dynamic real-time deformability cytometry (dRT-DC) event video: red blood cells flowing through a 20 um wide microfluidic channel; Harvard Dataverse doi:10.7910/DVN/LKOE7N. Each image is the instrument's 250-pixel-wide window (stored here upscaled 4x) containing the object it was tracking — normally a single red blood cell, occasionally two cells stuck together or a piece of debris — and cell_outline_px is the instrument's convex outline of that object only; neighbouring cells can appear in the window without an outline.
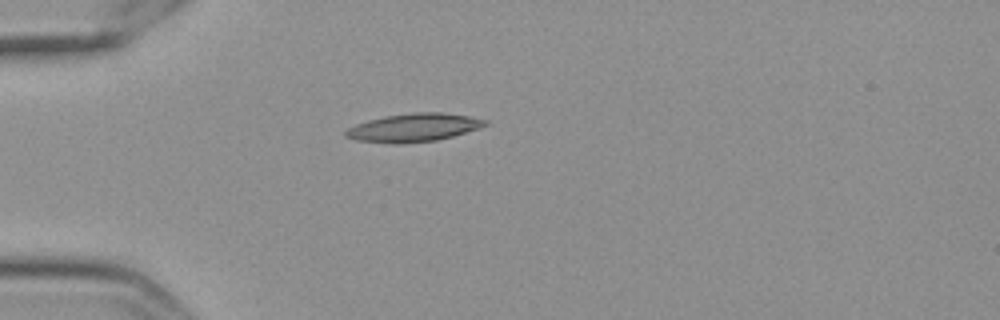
{"species": "Egyptian fruit bat (a non-hibernating species)", "species_latin": "Rousettus aegyptiacus", "temperature_condition": "cold", "stored_images_in_passage": 42, "camera_frame_rate_fps": 3000, "um_per_image_px": 0.085, "frame": {"image": 1, "passage_image": 1, "time_ms": 0.0, "image_size_px": [1000, 320], "cell_outline_px": [[488, 124], [480, 128], [452, 136], [436, 140], [396, 144], [388, 144], [356, 140], [344, 136], [344, 132], [348, 128], [356, 124], [368, 120], [384, 116], [412, 112], [444, 112], [468, 116], [488, 120]], "centroid_in_image_um": [35.14, 10.84], "position_along_channel_um": 49.9, "area_um2": 23.06}}
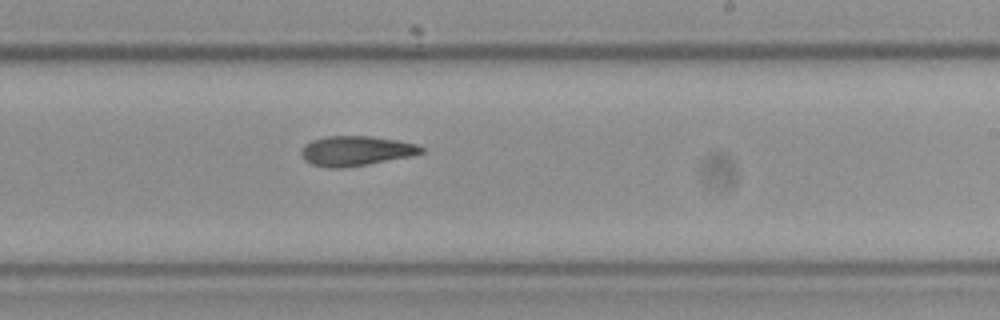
{"frame": {"image": 2, "passage_image": 20, "time_ms": 6.333, "image_size_px": [1000, 320], "cell_outline_px": [[424, 152], [412, 156], [368, 164], [344, 168], [328, 168], [312, 164], [304, 160], [300, 152], [304, 144], [312, 140], [328, 136], [372, 136], [396, 140], [416, 144], [424, 148]], "centroid_in_image_um": [30.24, 12.83], "position_along_channel_um": 258.8, "area_um2": 20.92}}
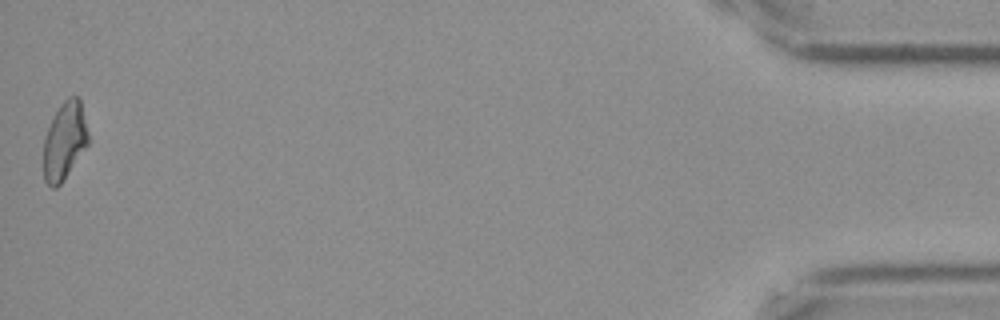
{"frame": {"image": 3, "passage_image": 42, "time_ms": 13.667, "image_size_px": [1000, 320], "cell_outline_px": [[88, 144], [60, 184], [56, 188], [52, 188], [44, 180], [44, 140], [48, 128], [60, 104], [68, 96], [80, 96], [88, 132]], "centroid_in_image_um": [5.49, 11.95], "position_along_channel_um": 429.7, "area_um2": 20.0}, "authors_computed_cell_mechanics": {"area_um2": 20.8658, "velocity_mm_per_s": 3.544, "shape_relaxation_time_tau1_ms": null, "shape_relaxation_time_tau2_ms": 4.8387, "deformation_change_tau1": null, "deformation_change_tau2": 0.1372}}